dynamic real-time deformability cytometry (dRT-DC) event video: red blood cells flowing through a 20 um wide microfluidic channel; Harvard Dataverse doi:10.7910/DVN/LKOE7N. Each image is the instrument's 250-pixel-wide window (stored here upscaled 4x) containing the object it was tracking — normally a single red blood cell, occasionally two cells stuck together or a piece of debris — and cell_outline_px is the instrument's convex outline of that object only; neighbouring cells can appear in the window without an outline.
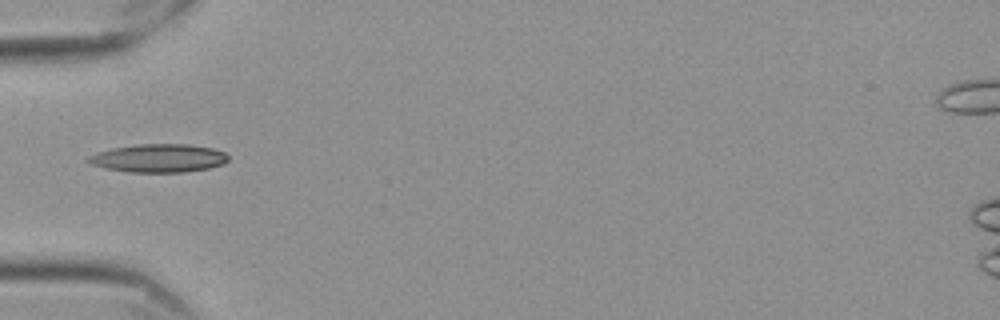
{"species": "Egyptian fruit bat (a non-hibernating species)", "species_latin": "Rousettus aegyptiacus", "temperature_condition": "cold", "stored_images_in_passage": 39, "camera_frame_rate_fps": 3000, "um_per_image_px": 0.085, "frame": {"image": 1, "passage_image": 1, "time_ms": 0.0, "image_size_px": [1000, 320], "cell_outline_px": [[228, 160], [224, 164], [208, 168], [184, 172], [128, 172], [104, 168], [88, 164], [84, 160], [88, 156], [96, 152], [112, 148], [136, 144], [188, 144], [212, 148], [224, 152], [228, 156]], "centroid_in_image_um": [13.42, 13.44], "position_along_channel_um": 71.6, "area_um2": 23.29}}
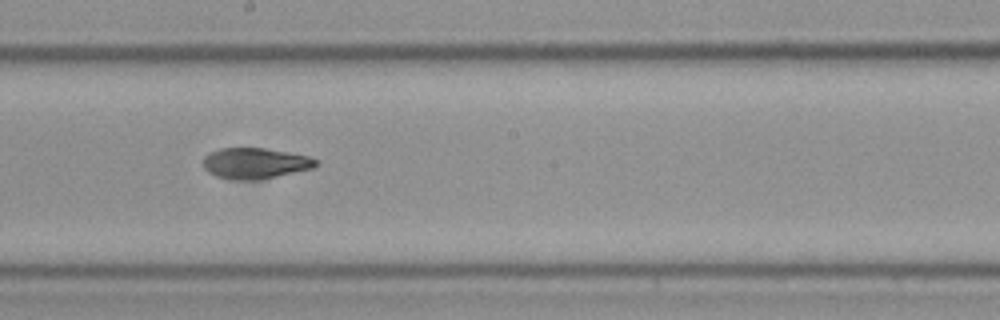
{"frame": {"image": 2, "passage_image": 14, "time_ms": 4.333, "image_size_px": [1000, 320], "cell_outline_px": [[316, 164], [312, 168], [276, 176], [252, 180], [236, 180], [216, 176], [208, 172], [204, 168], [204, 156], [208, 152], [220, 148], [264, 148], [308, 156], [316, 160]], "centroid_in_image_um": [21.62, 13.87], "position_along_channel_um": 226.6, "area_um2": 19.94}}
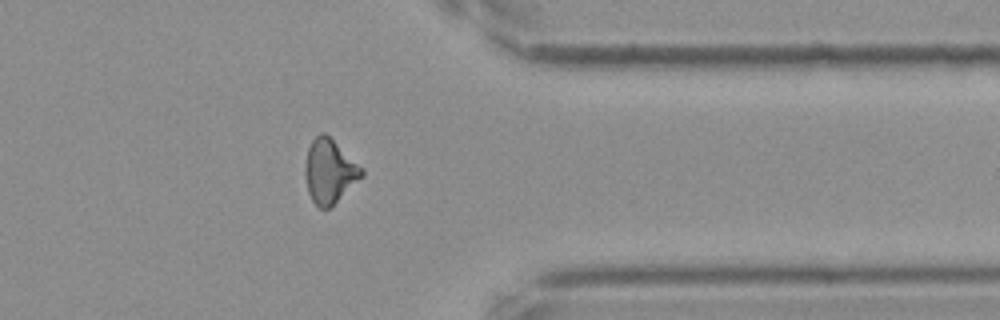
{"frame": {"image": 3, "passage_image": 28, "time_ms": 9.0, "image_size_px": [1000, 320], "cell_outline_px": [[364, 176], [328, 208], [320, 208], [312, 200], [308, 192], [304, 176], [304, 164], [308, 148], [312, 140], [320, 132], [324, 132], [364, 168]], "centroid_in_image_um": [28.0, 14.54], "position_along_channel_um": 383.4, "area_um2": 21.04}, "authors_computed_cell_mechanics": {"area_um2": 20.1722, "velocity_mm_per_s": 3.5481, "shape_relaxation_time_tau1_ms": 7.7158, "shape_relaxation_time_tau2_ms": 4.3158, "deformation_change_tau1": 0.2223, "deformation_change_tau2": 0.1158}}